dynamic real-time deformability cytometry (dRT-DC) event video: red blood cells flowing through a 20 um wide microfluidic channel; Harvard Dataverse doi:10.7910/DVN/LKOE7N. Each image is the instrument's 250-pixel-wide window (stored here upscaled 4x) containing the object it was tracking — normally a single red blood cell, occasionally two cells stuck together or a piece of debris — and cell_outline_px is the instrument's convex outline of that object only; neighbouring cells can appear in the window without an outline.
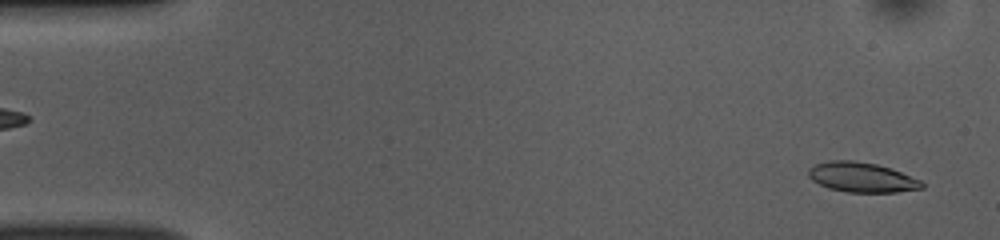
{"species": "common noctule bat (a hibernating species)", "species_latin": "Nyctalus noctula", "temperature_condition": "room temperature", "stored_images_in_passage": 51, "camera_frame_rate_fps": 3000, "um_per_image_px": 0.085, "animal": {"sex": "female", "body_mass_g": 10.0, "forearm_length_mm": 53.1}, "frame": {"image": 1, "passage_image": 2, "time_ms": 0.333, "image_size_px": [1000, 240], "cell_outline_px": [[924, 188], [896, 192], [844, 192], [828, 188], [812, 180], [808, 176], [808, 168], [816, 164], [828, 160], [852, 160], [876, 164], [892, 168], [920, 180], [924, 184]], "centroid_in_image_um": [73.24, 15.07], "position_along_channel_um": 11.8, "area_um2": 19.83}}
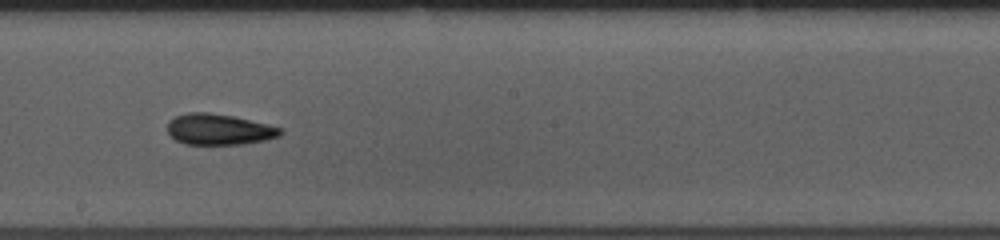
{"frame": {"image": 2, "passage_image": 28, "time_ms": 9.0, "image_size_px": [1000, 240], "cell_outline_px": [[284, 132], [280, 136], [264, 140], [240, 144], [184, 144], [176, 140], [168, 132], [168, 120], [176, 116], [188, 112], [208, 112], [232, 116], [268, 124], [284, 128]], "centroid_in_image_um": [18.63, 10.99], "position_along_channel_um": 229.6, "area_um2": 20.35}}
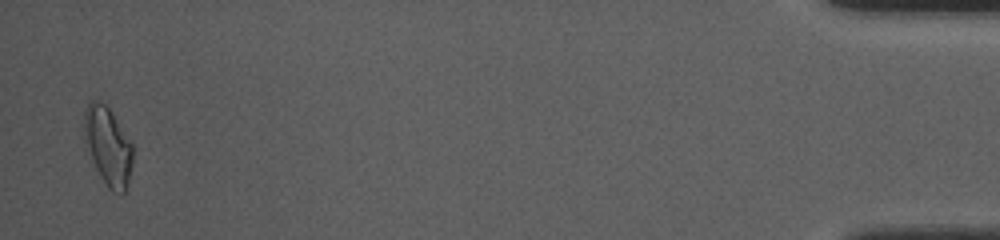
{"frame": {"image": 3, "passage_image": 50, "time_ms": 16.333, "image_size_px": [1000, 240], "cell_outline_px": [[132, 164], [124, 196], [120, 196], [112, 192], [108, 188], [100, 176], [96, 168], [84, 140], [84, 112], [88, 104], [92, 100], [96, 100], [108, 104], [132, 144]], "centroid_in_image_um": [9.18, 12.42], "position_along_channel_um": 426.0, "area_um2": 22.31}, "authors_computed_cell_mechanics": {"area_um2": 20.1144, "velocity_mm_per_s": 3.8599, "shape_relaxation_time_tau1_ms": 3.3068, "shape_relaxation_time_tau2_ms": 2.2535, "deformation_change_tau1": 0.1441, "deformation_change_tau2": 0.102}}